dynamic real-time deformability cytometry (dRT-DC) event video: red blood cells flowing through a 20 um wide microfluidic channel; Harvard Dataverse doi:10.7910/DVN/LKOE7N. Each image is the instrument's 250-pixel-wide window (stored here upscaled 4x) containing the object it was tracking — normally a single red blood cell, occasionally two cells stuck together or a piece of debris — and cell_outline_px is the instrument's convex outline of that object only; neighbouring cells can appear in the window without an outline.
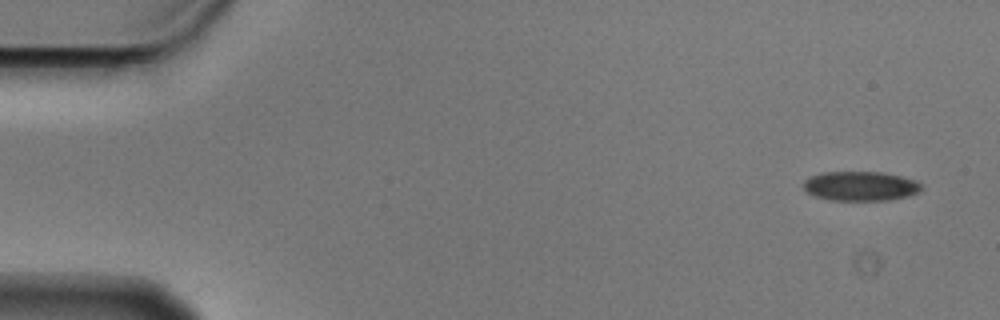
{"species": "Egyptian fruit bat (a non-hibernating species)", "species_latin": "Rousettus aegyptiacus", "temperature_condition": "cold", "stored_images_in_passage": 4, "camera_frame_rate_fps": 3000, "um_per_image_px": 0.085, "animal": {"sex": "male"}, "frame": {"image": 1, "passage_image": 1, "time_ms": 0.0, "image_size_px": [1000, 320], "cell_outline_px": [[924, 188], [920, 192], [908, 196], [888, 200], [828, 200], [816, 196], [808, 192], [804, 188], [804, 180], [820, 172], [880, 172], [900, 176], [916, 180], [924, 184]], "centroid_in_image_um": [73.2, 15.81], "position_along_channel_um": 11.8, "area_um2": 20.35}}
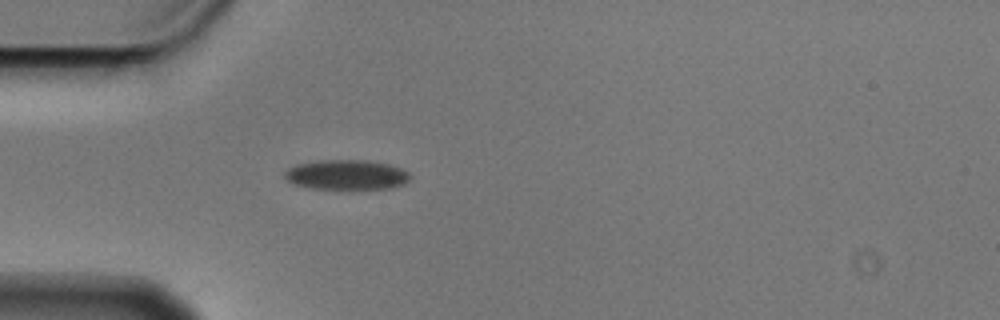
{"frame": {"image": 2, "passage_image": 4, "time_ms": 1.0, "image_size_px": [1000, 320], "cell_outline_px": [[412, 176], [404, 184], [388, 188], [312, 188], [292, 184], [284, 176], [284, 172], [288, 168], [296, 164], [320, 160], [368, 160], [388, 164], [400, 168], [408, 172]], "centroid_in_image_um": [29.44, 14.84], "position_along_channel_um": 55.6, "area_um2": 21.68}}